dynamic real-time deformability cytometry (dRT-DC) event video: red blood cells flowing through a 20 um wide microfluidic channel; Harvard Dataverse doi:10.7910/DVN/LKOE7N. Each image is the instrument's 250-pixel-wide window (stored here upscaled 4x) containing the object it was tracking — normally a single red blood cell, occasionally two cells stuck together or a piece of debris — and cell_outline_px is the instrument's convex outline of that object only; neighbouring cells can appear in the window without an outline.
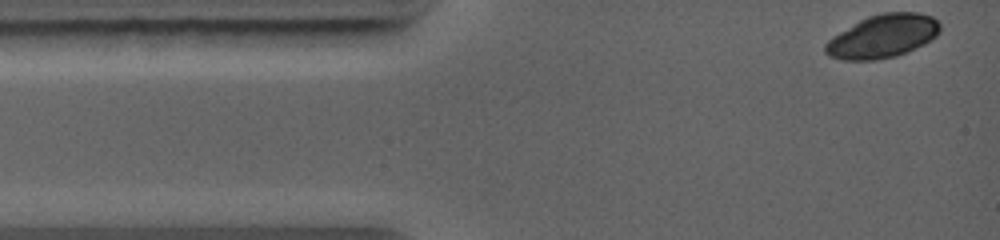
{"species": "common noctule bat (a hibernating species)", "species_latin": "Nyctalus noctula", "temperature_condition": "warm", "stored_images_in_passage": 2, "camera_frame_rate_fps": 5000, "um_per_image_px": 0.085, "animal": {"sex": "female", "body_mass_g": 19.0, "forearm_length_mm": 56.7}, "frame": {"image": 1, "passage_image": 1, "time_ms": 0.0, "image_size_px": [1000, 240], "cell_outline_px": [[940, 32], [936, 36], [924, 44], [896, 56], [876, 60], [844, 60], [828, 56], [824, 52], [824, 44], [832, 36], [860, 20], [868, 16], [884, 12], [920, 12], [932, 16], [940, 24]], "centroid_in_image_um": [75.02, 3.08], "position_along_channel_um": 10.0, "area_um2": 28.96}}